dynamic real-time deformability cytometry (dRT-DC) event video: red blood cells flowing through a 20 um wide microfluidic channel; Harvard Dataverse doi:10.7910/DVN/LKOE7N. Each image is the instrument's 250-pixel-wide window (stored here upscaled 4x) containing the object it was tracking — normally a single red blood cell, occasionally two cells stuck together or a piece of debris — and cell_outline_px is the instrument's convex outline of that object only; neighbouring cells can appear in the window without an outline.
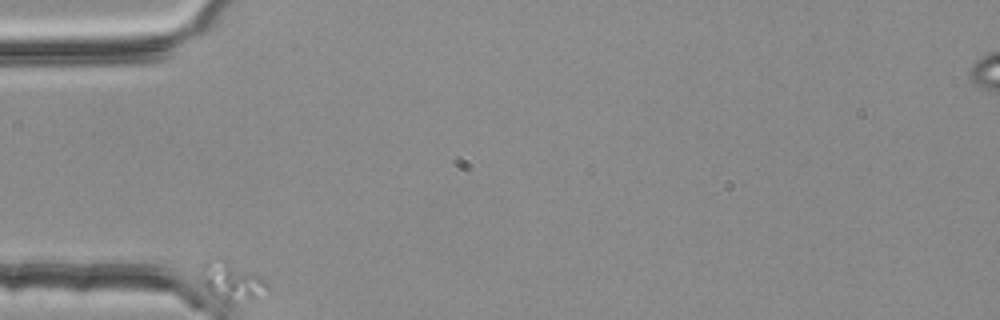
{"species": "common noctule bat (a hibernating species)", "species_latin": "Nyctalus noctula", "temperature_condition": "room temperature", "stored_images_in_passage": 38, "camera_frame_rate_fps": 3000, "um_per_image_px": 0.085, "animal": {"sex": "female", "body_mass_g": 25.1}, "frame": {"image": 1, "passage_image": 1, "time_ms": 0.0, "image_size_px": [1000, 320], "cell_outline_px": [[268, 288], [256, 296], [228, 304], [224, 304], [212, 296], [204, 288], [196, 276], [200, 268], [204, 264], [216, 260], [228, 260], [260, 276], [268, 284]], "centroid_in_image_um": [19.56, 23.93], "position_along_channel_um": 65.4, "area_um2": 15.03}}